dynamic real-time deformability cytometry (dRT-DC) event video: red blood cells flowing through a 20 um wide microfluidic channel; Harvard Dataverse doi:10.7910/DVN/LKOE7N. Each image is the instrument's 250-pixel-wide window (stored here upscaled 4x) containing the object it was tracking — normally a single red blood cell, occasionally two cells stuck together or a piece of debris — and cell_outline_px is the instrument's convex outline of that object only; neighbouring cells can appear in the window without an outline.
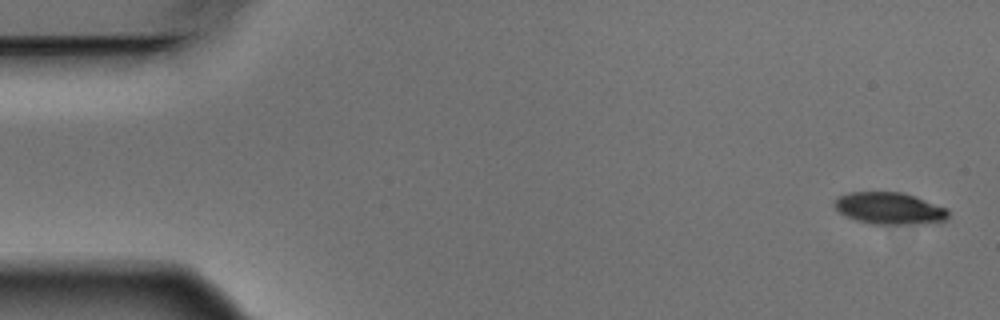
{"species": "Egyptian fruit bat (a non-hibernating species)", "species_latin": "Rousettus aegyptiacus", "temperature_condition": "warm", "stored_images_in_passage": 4, "camera_frame_rate_fps": 3000, "um_per_image_px": 0.085, "animal": {"sex": "male"}, "frame": {"image": 1, "passage_image": 1, "time_ms": 0.0, "image_size_px": [1000, 320], "cell_outline_px": [[948, 220], [916, 224], [872, 224], [856, 220], [840, 212], [832, 204], [836, 196], [848, 192], [900, 192], [948, 208]], "centroid_in_image_um": [75.57, 17.71], "position_along_channel_um": 9.4, "area_um2": 21.1}}
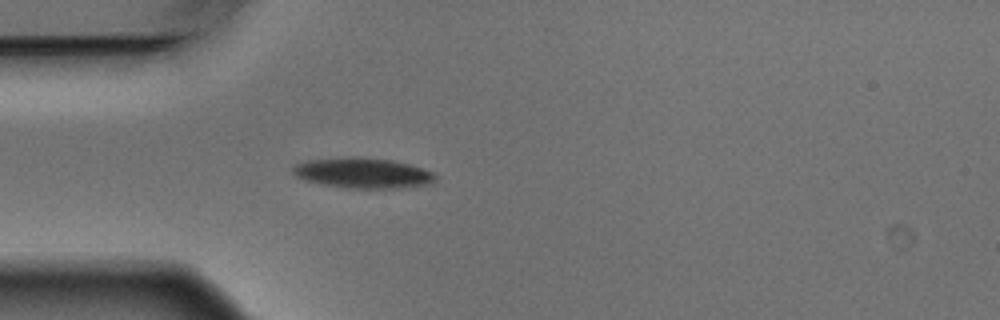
{"frame": {"image": 2, "passage_image": 4, "time_ms": 1.0, "image_size_px": [1000, 320], "cell_outline_px": [[436, 180], [432, 184], [400, 188], [344, 188], [320, 184], [304, 180], [296, 176], [292, 172], [292, 168], [296, 164], [308, 160], [352, 156], [356, 156], [392, 160], [408, 164], [432, 172], [436, 176]], "centroid_in_image_um": [30.82, 14.71], "position_along_channel_um": 54.2, "area_um2": 25.37}}